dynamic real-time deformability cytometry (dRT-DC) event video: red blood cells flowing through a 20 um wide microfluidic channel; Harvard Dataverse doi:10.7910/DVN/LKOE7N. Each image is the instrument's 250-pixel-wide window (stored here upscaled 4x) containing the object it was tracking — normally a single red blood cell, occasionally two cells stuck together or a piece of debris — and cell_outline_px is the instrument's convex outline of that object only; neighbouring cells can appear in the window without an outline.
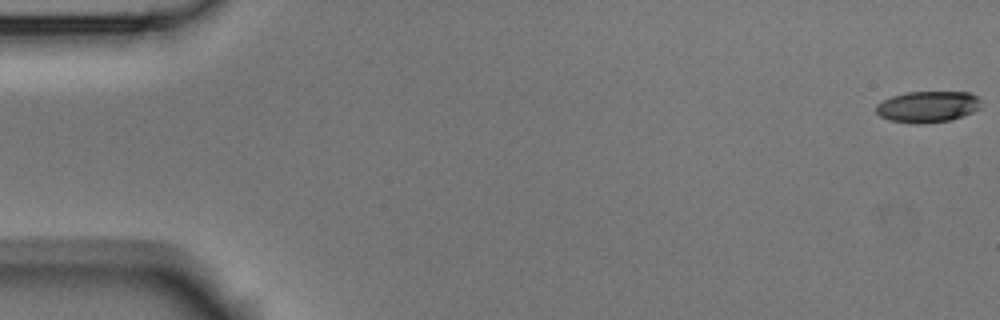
{"species": "Egyptian fruit bat (a non-hibernating species)", "species_latin": "Rousettus aegyptiacus", "temperature_condition": "room temperature", "stored_images_in_passage": 2, "segment_of_instrument_passage": [2, 2], "camera_frame_rate_fps": 3000, "um_per_image_px": 0.085, "animal": {"sex": "male"}, "frame": {"image": 1, "passage_image": 2, "time_ms": 0.333, "image_size_px": [1000, 320], "cell_outline_px": [[980, 108], [972, 112], [948, 120], [924, 124], [916, 124], [888, 120], [880, 116], [876, 112], [876, 104], [892, 96], [908, 92], [968, 92], [976, 96], [980, 100]], "centroid_in_image_um": [78.82, 9.07], "position_along_channel_um": 6.2, "area_um2": 19.02}}